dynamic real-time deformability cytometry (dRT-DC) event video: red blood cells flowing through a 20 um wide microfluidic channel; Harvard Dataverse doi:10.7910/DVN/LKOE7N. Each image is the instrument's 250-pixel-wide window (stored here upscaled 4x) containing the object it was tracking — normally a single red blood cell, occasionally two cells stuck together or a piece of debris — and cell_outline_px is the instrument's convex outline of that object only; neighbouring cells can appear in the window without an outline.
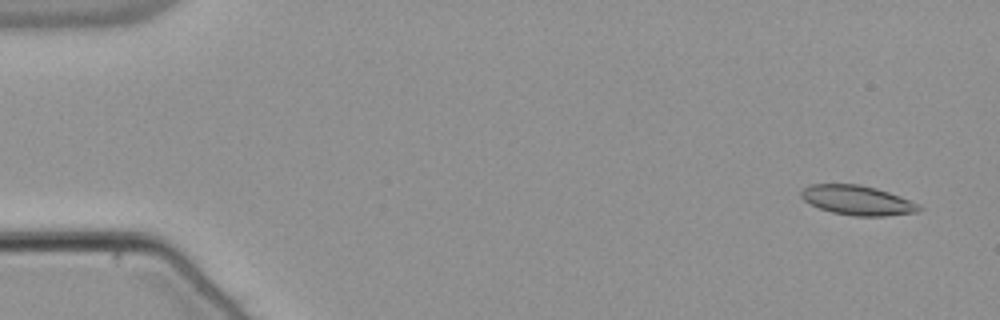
{"species": "common noctule bat (a hibernating species)", "species_latin": "Nyctalus noctula", "temperature_condition": "warm", "stored_images_in_passage": 17, "camera_frame_rate_fps": 3000, "um_per_image_px": 0.085, "animal": {"sex": "male", "body_mass_g": 21.5, "forearm_length_mm": 52.0}, "frame": {"image": 1, "passage_image": 3, "time_ms": 0.667, "image_size_px": [1000, 320], "cell_outline_px": [[924, 208], [920, 212], [884, 216], [856, 216], [832, 212], [820, 208], [804, 200], [800, 196], [800, 192], [808, 184], [860, 184], [876, 188], [900, 196], [920, 204]], "centroid_in_image_um": [72.92, 17.02], "position_along_channel_um": 12.1, "area_um2": 20.4}}